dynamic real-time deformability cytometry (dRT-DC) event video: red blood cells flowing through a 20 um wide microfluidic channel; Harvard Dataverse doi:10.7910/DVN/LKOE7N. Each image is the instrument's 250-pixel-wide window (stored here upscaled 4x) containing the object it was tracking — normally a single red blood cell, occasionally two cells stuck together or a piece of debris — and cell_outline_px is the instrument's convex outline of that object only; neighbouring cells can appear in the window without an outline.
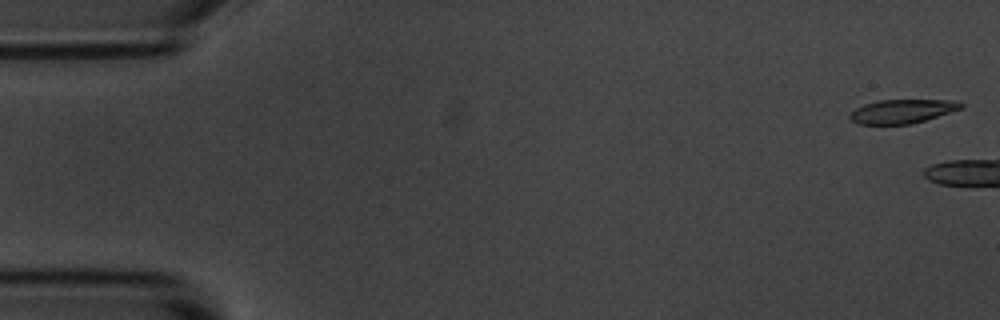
{"species": "common noctule bat (a hibernating species)", "species_latin": "Nyctalus noctula", "temperature_condition": "room temperature", "stored_images_in_passage": 4, "camera_frame_rate_fps": 3000, "um_per_image_px": 0.085, "animal": {"sex": "male", "body_mass_g": 20.1, "forearm_length_mm": 53.5}, "frame": {"image": 1, "passage_image": 1, "time_ms": 0.0, "image_size_px": [1000, 320], "cell_outline_px": [[964, 104], [960, 108], [912, 124], [860, 124], [852, 120], [848, 116], [856, 108], [864, 104], [876, 100], [960, 100]], "centroid_in_image_um": [76.67, 9.45], "position_along_channel_um": 8.3, "area_um2": 15.26}}